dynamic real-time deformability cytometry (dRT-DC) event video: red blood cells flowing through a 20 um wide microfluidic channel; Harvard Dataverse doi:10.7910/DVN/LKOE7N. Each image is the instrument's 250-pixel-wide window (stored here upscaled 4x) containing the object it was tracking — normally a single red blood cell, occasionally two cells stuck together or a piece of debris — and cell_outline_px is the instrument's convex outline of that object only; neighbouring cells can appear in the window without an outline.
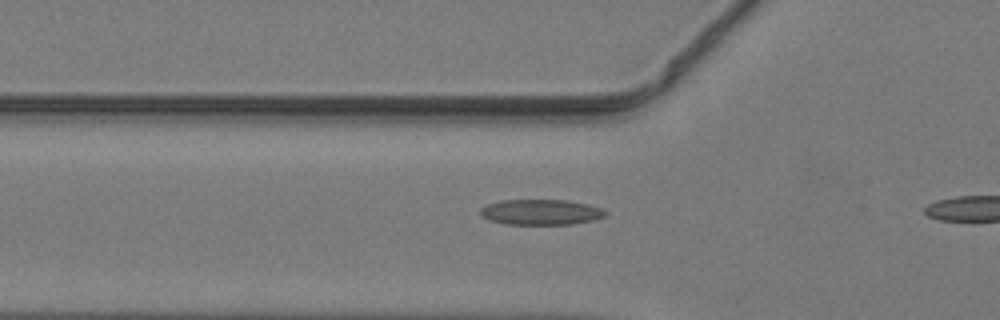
{"species": "common noctule bat (a hibernating species)", "species_latin": "Nyctalus noctula", "temperature_condition": "warm", "stored_images_in_passage": 4, "camera_frame_rate_fps": 3000, "um_per_image_px": 0.085, "animal": {"sex": "male", "body_mass_g": 19.2, "forearm_length_mm": 51.8}, "frame": {"image": 1, "passage_image": 3, "time_ms": 0.667, "image_size_px": [1000, 320], "cell_outline_px": [[608, 212], [604, 216], [596, 220], [572, 224], [504, 224], [488, 220], [480, 216], [480, 208], [488, 204], [500, 200], [568, 200], [588, 204], [600, 208]], "centroid_in_image_um": [45.96, 18.03], "position_along_channel_um": 79.8, "area_um2": 18.73}}